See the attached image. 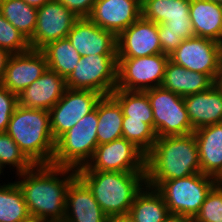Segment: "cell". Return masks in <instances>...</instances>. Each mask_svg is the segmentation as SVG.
Listing matches in <instances>:
<instances>
[{"label":"cell","mask_w":222,"mask_h":222,"mask_svg":"<svg viewBox=\"0 0 222 222\" xmlns=\"http://www.w3.org/2000/svg\"><path fill=\"white\" fill-rule=\"evenodd\" d=\"M67 38L81 57L90 55H117V37L88 18H79Z\"/></svg>","instance_id":"18"},{"label":"cell","mask_w":222,"mask_h":222,"mask_svg":"<svg viewBox=\"0 0 222 222\" xmlns=\"http://www.w3.org/2000/svg\"><path fill=\"white\" fill-rule=\"evenodd\" d=\"M47 60L41 50L30 49L20 54H11L1 85L17 96L47 70Z\"/></svg>","instance_id":"16"},{"label":"cell","mask_w":222,"mask_h":222,"mask_svg":"<svg viewBox=\"0 0 222 222\" xmlns=\"http://www.w3.org/2000/svg\"><path fill=\"white\" fill-rule=\"evenodd\" d=\"M215 82L206 74L190 71L168 61L161 87L182 97L199 93L212 87Z\"/></svg>","instance_id":"24"},{"label":"cell","mask_w":222,"mask_h":222,"mask_svg":"<svg viewBox=\"0 0 222 222\" xmlns=\"http://www.w3.org/2000/svg\"><path fill=\"white\" fill-rule=\"evenodd\" d=\"M117 70V55L84 56L65 79L66 86L72 90H91L107 96L116 89Z\"/></svg>","instance_id":"8"},{"label":"cell","mask_w":222,"mask_h":222,"mask_svg":"<svg viewBox=\"0 0 222 222\" xmlns=\"http://www.w3.org/2000/svg\"><path fill=\"white\" fill-rule=\"evenodd\" d=\"M79 19L57 0H50L37 8V22L30 48L41 50L48 43L66 38L74 23Z\"/></svg>","instance_id":"14"},{"label":"cell","mask_w":222,"mask_h":222,"mask_svg":"<svg viewBox=\"0 0 222 222\" xmlns=\"http://www.w3.org/2000/svg\"><path fill=\"white\" fill-rule=\"evenodd\" d=\"M153 110L154 130L157 137L193 133L184 98L163 87L145 90Z\"/></svg>","instance_id":"9"},{"label":"cell","mask_w":222,"mask_h":222,"mask_svg":"<svg viewBox=\"0 0 222 222\" xmlns=\"http://www.w3.org/2000/svg\"><path fill=\"white\" fill-rule=\"evenodd\" d=\"M41 51L46 57L48 68L65 79L73 72L81 58L67 37L48 43Z\"/></svg>","instance_id":"27"},{"label":"cell","mask_w":222,"mask_h":222,"mask_svg":"<svg viewBox=\"0 0 222 222\" xmlns=\"http://www.w3.org/2000/svg\"><path fill=\"white\" fill-rule=\"evenodd\" d=\"M98 145L109 143L122 137L123 113L119 103L111 96H102L97 103Z\"/></svg>","instance_id":"25"},{"label":"cell","mask_w":222,"mask_h":222,"mask_svg":"<svg viewBox=\"0 0 222 222\" xmlns=\"http://www.w3.org/2000/svg\"><path fill=\"white\" fill-rule=\"evenodd\" d=\"M110 95L119 103L124 117L142 120L154 129L153 110L145 91L115 89Z\"/></svg>","instance_id":"28"},{"label":"cell","mask_w":222,"mask_h":222,"mask_svg":"<svg viewBox=\"0 0 222 222\" xmlns=\"http://www.w3.org/2000/svg\"><path fill=\"white\" fill-rule=\"evenodd\" d=\"M162 53L158 24L140 17L117 36V58H138Z\"/></svg>","instance_id":"15"},{"label":"cell","mask_w":222,"mask_h":222,"mask_svg":"<svg viewBox=\"0 0 222 222\" xmlns=\"http://www.w3.org/2000/svg\"><path fill=\"white\" fill-rule=\"evenodd\" d=\"M169 60L187 70L204 73L216 83L222 65V44L194 36L183 40Z\"/></svg>","instance_id":"11"},{"label":"cell","mask_w":222,"mask_h":222,"mask_svg":"<svg viewBox=\"0 0 222 222\" xmlns=\"http://www.w3.org/2000/svg\"><path fill=\"white\" fill-rule=\"evenodd\" d=\"M200 159L201 173L222 180V122L194 132Z\"/></svg>","instance_id":"22"},{"label":"cell","mask_w":222,"mask_h":222,"mask_svg":"<svg viewBox=\"0 0 222 222\" xmlns=\"http://www.w3.org/2000/svg\"><path fill=\"white\" fill-rule=\"evenodd\" d=\"M0 164L5 168L6 165L15 167L17 174L34 166L6 132L0 133Z\"/></svg>","instance_id":"32"},{"label":"cell","mask_w":222,"mask_h":222,"mask_svg":"<svg viewBox=\"0 0 222 222\" xmlns=\"http://www.w3.org/2000/svg\"><path fill=\"white\" fill-rule=\"evenodd\" d=\"M168 214L162 195L148 185H145L136 195L129 210V215L134 222H163Z\"/></svg>","instance_id":"26"},{"label":"cell","mask_w":222,"mask_h":222,"mask_svg":"<svg viewBox=\"0 0 222 222\" xmlns=\"http://www.w3.org/2000/svg\"><path fill=\"white\" fill-rule=\"evenodd\" d=\"M218 182L212 176L196 173L163 181L155 189L162 195L170 214L195 218L207 194Z\"/></svg>","instance_id":"7"},{"label":"cell","mask_w":222,"mask_h":222,"mask_svg":"<svg viewBox=\"0 0 222 222\" xmlns=\"http://www.w3.org/2000/svg\"><path fill=\"white\" fill-rule=\"evenodd\" d=\"M217 83L222 88V66H221L220 76H219V79H218Z\"/></svg>","instance_id":"42"},{"label":"cell","mask_w":222,"mask_h":222,"mask_svg":"<svg viewBox=\"0 0 222 222\" xmlns=\"http://www.w3.org/2000/svg\"><path fill=\"white\" fill-rule=\"evenodd\" d=\"M97 126L96 105L92 112L56 140L51 165L76 170L86 166L98 146Z\"/></svg>","instance_id":"6"},{"label":"cell","mask_w":222,"mask_h":222,"mask_svg":"<svg viewBox=\"0 0 222 222\" xmlns=\"http://www.w3.org/2000/svg\"><path fill=\"white\" fill-rule=\"evenodd\" d=\"M122 137L132 142L145 155L151 151L158 138L155 130L149 124L142 120L129 119V117H123Z\"/></svg>","instance_id":"31"},{"label":"cell","mask_w":222,"mask_h":222,"mask_svg":"<svg viewBox=\"0 0 222 222\" xmlns=\"http://www.w3.org/2000/svg\"><path fill=\"white\" fill-rule=\"evenodd\" d=\"M190 0H141V17L158 24L162 53L171 55L183 40L193 38Z\"/></svg>","instance_id":"5"},{"label":"cell","mask_w":222,"mask_h":222,"mask_svg":"<svg viewBox=\"0 0 222 222\" xmlns=\"http://www.w3.org/2000/svg\"><path fill=\"white\" fill-rule=\"evenodd\" d=\"M17 105V95L0 85V133L7 131L9 121Z\"/></svg>","instance_id":"35"},{"label":"cell","mask_w":222,"mask_h":222,"mask_svg":"<svg viewBox=\"0 0 222 222\" xmlns=\"http://www.w3.org/2000/svg\"><path fill=\"white\" fill-rule=\"evenodd\" d=\"M79 18H87L96 0H57Z\"/></svg>","instance_id":"36"},{"label":"cell","mask_w":222,"mask_h":222,"mask_svg":"<svg viewBox=\"0 0 222 222\" xmlns=\"http://www.w3.org/2000/svg\"><path fill=\"white\" fill-rule=\"evenodd\" d=\"M23 222H45V221L30 217L28 220L23 221Z\"/></svg>","instance_id":"41"},{"label":"cell","mask_w":222,"mask_h":222,"mask_svg":"<svg viewBox=\"0 0 222 222\" xmlns=\"http://www.w3.org/2000/svg\"><path fill=\"white\" fill-rule=\"evenodd\" d=\"M28 5L39 8L42 7L45 3H47L50 0H23Z\"/></svg>","instance_id":"40"},{"label":"cell","mask_w":222,"mask_h":222,"mask_svg":"<svg viewBox=\"0 0 222 222\" xmlns=\"http://www.w3.org/2000/svg\"><path fill=\"white\" fill-rule=\"evenodd\" d=\"M23 193L17 183L0 184V222H23L30 218Z\"/></svg>","instance_id":"29"},{"label":"cell","mask_w":222,"mask_h":222,"mask_svg":"<svg viewBox=\"0 0 222 222\" xmlns=\"http://www.w3.org/2000/svg\"><path fill=\"white\" fill-rule=\"evenodd\" d=\"M3 168H4V166H2V165L0 164V175H2V173H3V171H2V170H4Z\"/></svg>","instance_id":"44"},{"label":"cell","mask_w":222,"mask_h":222,"mask_svg":"<svg viewBox=\"0 0 222 222\" xmlns=\"http://www.w3.org/2000/svg\"><path fill=\"white\" fill-rule=\"evenodd\" d=\"M192 219L189 216L169 213L163 222H192Z\"/></svg>","instance_id":"38"},{"label":"cell","mask_w":222,"mask_h":222,"mask_svg":"<svg viewBox=\"0 0 222 222\" xmlns=\"http://www.w3.org/2000/svg\"><path fill=\"white\" fill-rule=\"evenodd\" d=\"M45 222H65V221H45Z\"/></svg>","instance_id":"45"},{"label":"cell","mask_w":222,"mask_h":222,"mask_svg":"<svg viewBox=\"0 0 222 222\" xmlns=\"http://www.w3.org/2000/svg\"><path fill=\"white\" fill-rule=\"evenodd\" d=\"M6 133L34 165H51L56 141L50 129L49 111L17 105Z\"/></svg>","instance_id":"4"},{"label":"cell","mask_w":222,"mask_h":222,"mask_svg":"<svg viewBox=\"0 0 222 222\" xmlns=\"http://www.w3.org/2000/svg\"><path fill=\"white\" fill-rule=\"evenodd\" d=\"M183 98L194 131L222 122V88L217 82L205 91Z\"/></svg>","instance_id":"21"},{"label":"cell","mask_w":222,"mask_h":222,"mask_svg":"<svg viewBox=\"0 0 222 222\" xmlns=\"http://www.w3.org/2000/svg\"><path fill=\"white\" fill-rule=\"evenodd\" d=\"M209 1H212V2L219 4V5H222V0H209Z\"/></svg>","instance_id":"43"},{"label":"cell","mask_w":222,"mask_h":222,"mask_svg":"<svg viewBox=\"0 0 222 222\" xmlns=\"http://www.w3.org/2000/svg\"><path fill=\"white\" fill-rule=\"evenodd\" d=\"M107 215L88 186L77 176L66 195L65 222H106Z\"/></svg>","instance_id":"20"},{"label":"cell","mask_w":222,"mask_h":222,"mask_svg":"<svg viewBox=\"0 0 222 222\" xmlns=\"http://www.w3.org/2000/svg\"><path fill=\"white\" fill-rule=\"evenodd\" d=\"M0 48L10 54H20L29 51V40L23 36L1 13H0Z\"/></svg>","instance_id":"33"},{"label":"cell","mask_w":222,"mask_h":222,"mask_svg":"<svg viewBox=\"0 0 222 222\" xmlns=\"http://www.w3.org/2000/svg\"><path fill=\"white\" fill-rule=\"evenodd\" d=\"M196 173H201V168L194 133L158 137L146 155V185L152 188Z\"/></svg>","instance_id":"2"},{"label":"cell","mask_w":222,"mask_h":222,"mask_svg":"<svg viewBox=\"0 0 222 222\" xmlns=\"http://www.w3.org/2000/svg\"><path fill=\"white\" fill-rule=\"evenodd\" d=\"M141 17V0H96L90 21L116 37Z\"/></svg>","instance_id":"17"},{"label":"cell","mask_w":222,"mask_h":222,"mask_svg":"<svg viewBox=\"0 0 222 222\" xmlns=\"http://www.w3.org/2000/svg\"><path fill=\"white\" fill-rule=\"evenodd\" d=\"M116 89L145 91L161 86L169 55H156L138 58H117Z\"/></svg>","instance_id":"10"},{"label":"cell","mask_w":222,"mask_h":222,"mask_svg":"<svg viewBox=\"0 0 222 222\" xmlns=\"http://www.w3.org/2000/svg\"><path fill=\"white\" fill-rule=\"evenodd\" d=\"M194 219L198 222H222V183L220 181L207 194Z\"/></svg>","instance_id":"34"},{"label":"cell","mask_w":222,"mask_h":222,"mask_svg":"<svg viewBox=\"0 0 222 222\" xmlns=\"http://www.w3.org/2000/svg\"><path fill=\"white\" fill-rule=\"evenodd\" d=\"M106 222H134V221L128 213V214L107 216Z\"/></svg>","instance_id":"39"},{"label":"cell","mask_w":222,"mask_h":222,"mask_svg":"<svg viewBox=\"0 0 222 222\" xmlns=\"http://www.w3.org/2000/svg\"><path fill=\"white\" fill-rule=\"evenodd\" d=\"M0 13L28 40L37 22V8L23 0H2Z\"/></svg>","instance_id":"30"},{"label":"cell","mask_w":222,"mask_h":222,"mask_svg":"<svg viewBox=\"0 0 222 222\" xmlns=\"http://www.w3.org/2000/svg\"><path fill=\"white\" fill-rule=\"evenodd\" d=\"M10 56L11 54L7 50L0 48V85Z\"/></svg>","instance_id":"37"},{"label":"cell","mask_w":222,"mask_h":222,"mask_svg":"<svg viewBox=\"0 0 222 222\" xmlns=\"http://www.w3.org/2000/svg\"><path fill=\"white\" fill-rule=\"evenodd\" d=\"M77 170L146 172V155L121 137L98 145L86 166Z\"/></svg>","instance_id":"12"},{"label":"cell","mask_w":222,"mask_h":222,"mask_svg":"<svg viewBox=\"0 0 222 222\" xmlns=\"http://www.w3.org/2000/svg\"><path fill=\"white\" fill-rule=\"evenodd\" d=\"M66 89L65 78L47 68L39 79L17 96L18 105L49 111L62 98Z\"/></svg>","instance_id":"19"},{"label":"cell","mask_w":222,"mask_h":222,"mask_svg":"<svg viewBox=\"0 0 222 222\" xmlns=\"http://www.w3.org/2000/svg\"><path fill=\"white\" fill-rule=\"evenodd\" d=\"M103 95L91 90L66 89L62 98L49 110L50 129L56 141L85 115L92 112Z\"/></svg>","instance_id":"13"},{"label":"cell","mask_w":222,"mask_h":222,"mask_svg":"<svg viewBox=\"0 0 222 222\" xmlns=\"http://www.w3.org/2000/svg\"><path fill=\"white\" fill-rule=\"evenodd\" d=\"M193 33L222 44V5L209 0H190Z\"/></svg>","instance_id":"23"},{"label":"cell","mask_w":222,"mask_h":222,"mask_svg":"<svg viewBox=\"0 0 222 222\" xmlns=\"http://www.w3.org/2000/svg\"><path fill=\"white\" fill-rule=\"evenodd\" d=\"M107 216L128 214L146 185V172L76 170Z\"/></svg>","instance_id":"3"},{"label":"cell","mask_w":222,"mask_h":222,"mask_svg":"<svg viewBox=\"0 0 222 222\" xmlns=\"http://www.w3.org/2000/svg\"><path fill=\"white\" fill-rule=\"evenodd\" d=\"M31 217L43 221H64L66 195L77 177L76 169L54 165H34L16 174ZM21 178V179H20Z\"/></svg>","instance_id":"1"}]
</instances>
